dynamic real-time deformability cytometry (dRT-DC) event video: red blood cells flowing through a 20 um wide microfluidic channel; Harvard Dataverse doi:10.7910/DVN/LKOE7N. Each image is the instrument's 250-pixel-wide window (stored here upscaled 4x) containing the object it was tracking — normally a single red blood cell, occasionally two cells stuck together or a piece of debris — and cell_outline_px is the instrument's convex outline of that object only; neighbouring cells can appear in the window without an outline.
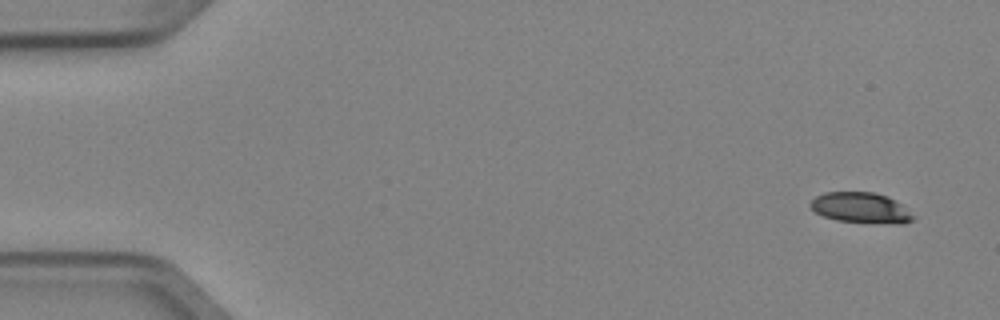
{"species": "Egyptian fruit bat (a non-hibernating species)", "species_latin": "Rousettus aegyptiacus", "temperature_condition": "cold", "stored_images_in_passage": 5, "camera_frame_rate_fps": 3000, "um_per_image_px": 0.085, "animal": {"sex": "female"}, "frame": {"image": 1, "passage_image": 1, "time_ms": 0.0, "image_size_px": [1000, 320], "cell_outline_px": [[912, 220], [904, 224], [900, 224], [836, 220], [824, 216], [816, 212], [808, 204], [816, 196], [824, 192], [872, 192], [888, 196], [900, 204], [912, 216]], "centroid_in_image_um": [73.13, 17.65], "position_along_channel_um": 11.9, "area_um2": 17.92}}
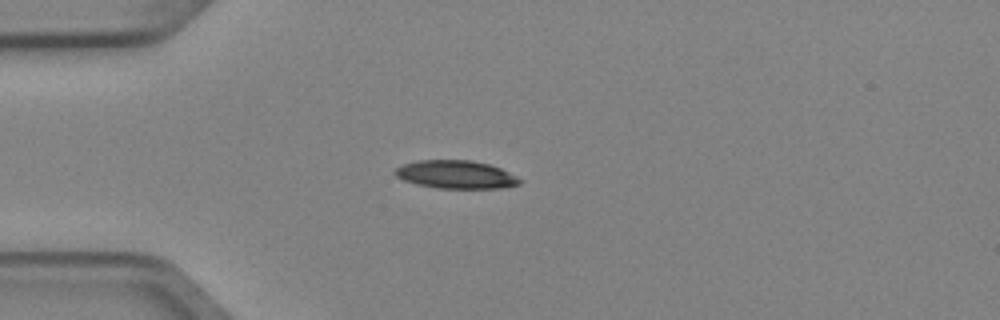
{"frame": {"image": 2, "passage_image": 4, "time_ms": 1.0, "image_size_px": [1000, 320], "cell_outline_px": [[524, 180], [520, 184], [504, 188], [436, 188], [416, 184], [404, 180], [396, 176], [392, 172], [396, 168], [404, 164], [420, 160], [472, 160], [488, 164], [500, 168]], "centroid_in_image_um": [38.77, 14.84], "position_along_channel_um": 46.2, "area_um2": 20.46}}